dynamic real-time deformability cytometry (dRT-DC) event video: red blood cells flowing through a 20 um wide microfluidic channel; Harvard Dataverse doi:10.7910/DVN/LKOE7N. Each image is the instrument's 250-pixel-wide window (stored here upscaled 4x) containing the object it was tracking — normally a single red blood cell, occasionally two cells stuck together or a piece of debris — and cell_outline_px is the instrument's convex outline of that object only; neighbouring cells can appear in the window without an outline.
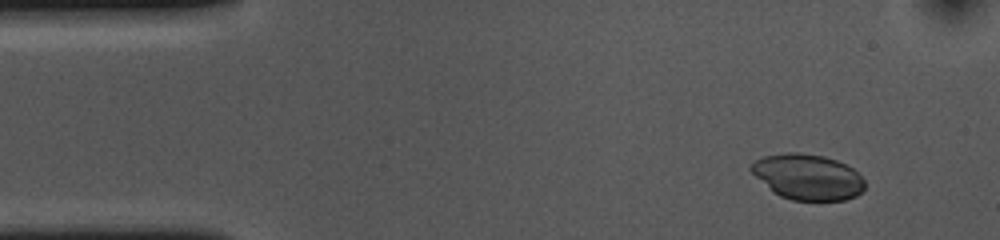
{"species": "common noctule bat (a hibernating species)", "species_latin": "Nyctalus noctula", "temperature_condition": "cold", "stored_images_in_passage": 54, "camera_frame_rate_fps": 3000, "um_per_image_px": 0.085, "animal": {"sex": "female", "body_mass_g": 10.0, "forearm_length_mm": 53.1}, "frame": {"image": 1, "passage_image": 5, "time_ms": 1.333, "image_size_px": [1000, 240], "cell_outline_px": [[864, 188], [856, 196], [844, 200], [792, 200], [780, 196], [772, 192], [748, 168], [756, 160], [764, 156], [784, 152], [800, 152], [824, 156], [836, 160], [852, 168], [864, 180]], "centroid_in_image_um": [68.63, 15.03], "position_along_channel_um": 16.4, "area_um2": 30.11}}
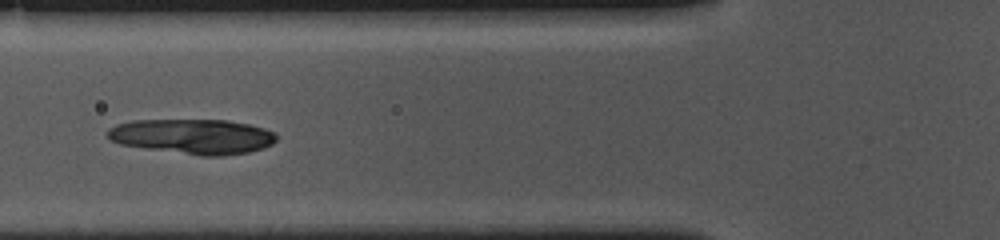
{"frame": {"image": 2, "passage_image": 19, "time_ms": 6.0, "image_size_px": [1000, 240], "cell_outline_px": [[276, 140], [272, 144], [264, 148], [248, 152], [224, 156], [200, 156], [120, 144], [112, 140], [108, 136], [108, 128], [116, 124], [132, 120], [228, 120], [248, 124], [264, 128], [276, 132]], "centroid_in_image_um": [16.42, 11.59], "position_along_channel_um": 109.4, "area_um2": 34.45}}
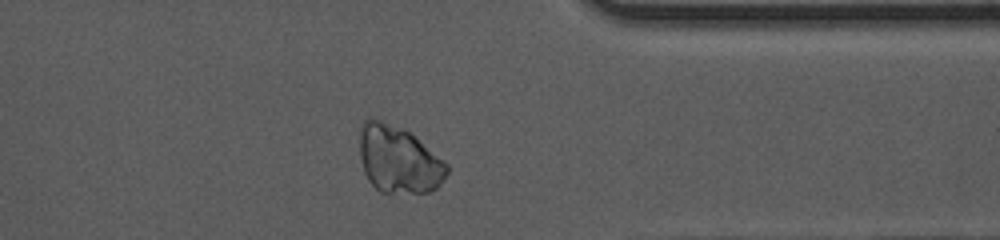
{"frame": {"image": 3, "passage_image": 42, "time_ms": 13.667, "image_size_px": [1000, 240], "cell_outline_px": [[448, 172], [440, 184], [436, 188], [428, 192], [380, 192], [368, 180], [364, 172], [360, 160], [360, 124], [368, 116], [404, 128], [448, 164]], "centroid_in_image_um": [33.84, 13.53], "position_along_channel_um": 377.6, "area_um2": 34.16}}